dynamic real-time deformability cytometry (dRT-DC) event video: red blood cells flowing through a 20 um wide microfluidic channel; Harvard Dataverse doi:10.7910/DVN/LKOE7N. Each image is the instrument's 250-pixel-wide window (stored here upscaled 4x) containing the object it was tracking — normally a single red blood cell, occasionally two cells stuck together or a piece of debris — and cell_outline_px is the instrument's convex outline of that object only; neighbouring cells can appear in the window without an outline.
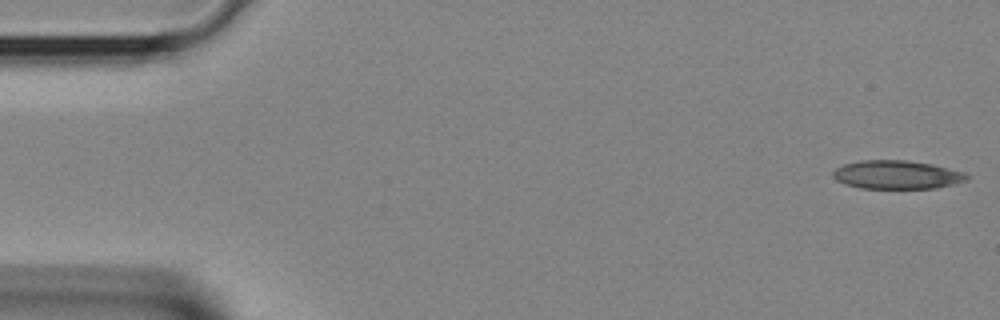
{"species": "Egyptian fruit bat (a non-hibernating species)", "species_latin": "Rousettus aegyptiacus", "temperature_condition": "room temperature", "stored_images_in_passage": 38, "camera_frame_rate_fps": 3000, "um_per_image_px": 0.085, "animal": {"sex": "female"}, "frame": {"image": 1, "passage_image": 1, "time_ms": 0.0, "image_size_px": [1000, 320], "cell_outline_px": [[968, 180], [936, 188], [860, 188], [844, 184], [836, 180], [832, 176], [832, 172], [836, 168], [844, 164], [860, 160], [908, 160], [932, 164], [964, 172], [968, 176]], "centroid_in_image_um": [76.2, 14.85], "position_along_channel_um": 8.8, "area_um2": 22.25}}
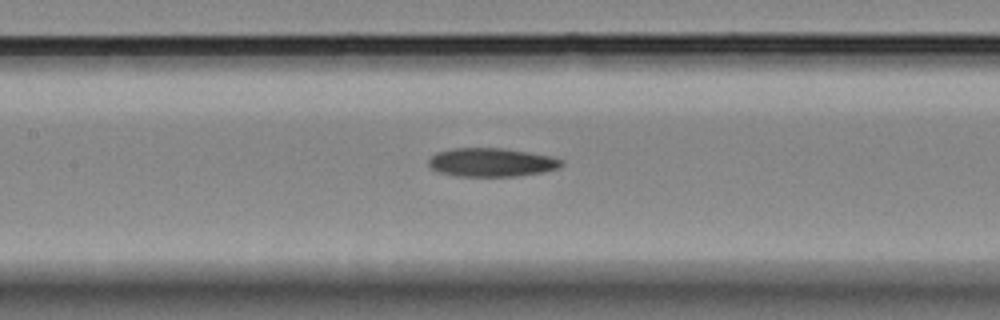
{"frame": {"image": 2, "passage_image": 17, "time_ms": 5.333, "image_size_px": [1000, 320], "cell_outline_px": [[564, 164], [556, 168], [540, 172], [516, 176], [456, 176], [440, 172], [432, 168], [428, 164], [428, 160], [436, 152], [452, 148], [504, 148], [528, 152], [548, 156], [564, 160]], "centroid_in_image_um": [41.74, 13.79], "position_along_channel_um": 165.7, "area_um2": 21.96}}
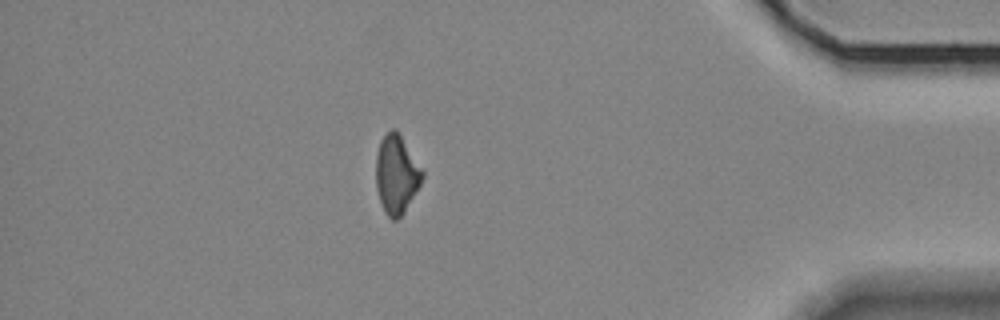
{"frame": {"image": 3, "passage_image": 33, "time_ms": 10.667, "image_size_px": [1000, 320], "cell_outline_px": [[424, 176], [420, 184], [404, 212], [396, 220], [392, 220], [384, 212], [376, 188], [376, 156], [380, 140], [392, 128], [400, 136], [424, 172]], "centroid_in_image_um": [33.68, 14.86], "position_along_channel_um": 401.5, "area_um2": 20.75}}